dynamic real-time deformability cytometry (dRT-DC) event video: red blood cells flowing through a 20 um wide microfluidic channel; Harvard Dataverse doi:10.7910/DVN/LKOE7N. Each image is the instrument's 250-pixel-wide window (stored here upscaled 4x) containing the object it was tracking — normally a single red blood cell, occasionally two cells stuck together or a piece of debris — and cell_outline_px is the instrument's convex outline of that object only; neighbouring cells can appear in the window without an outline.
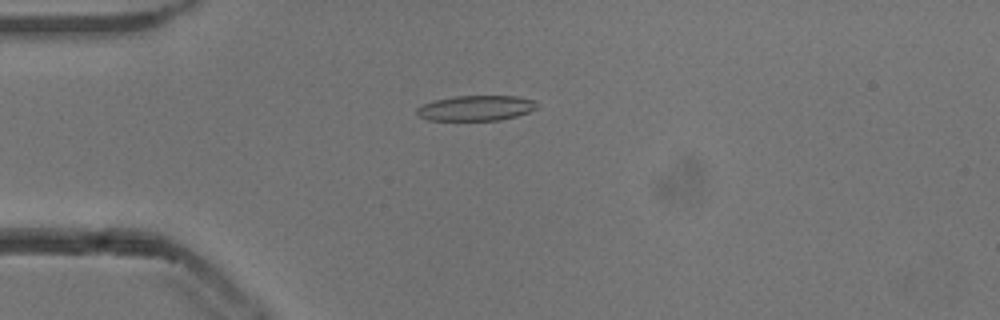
{"species": "common noctule bat (a hibernating species)", "species_latin": "Nyctalus noctula", "temperature_condition": "cold", "stored_images_in_passage": 53, "camera_frame_rate_fps": 3000, "um_per_image_px": 0.085, "animal": {"sex": "male", "body_mass_g": 13.3}, "frame": {"image": 1, "passage_image": 14, "time_ms": 4.333, "image_size_px": [1000, 320], "cell_outline_px": [[540, 104], [536, 108], [528, 112], [516, 116], [500, 120], [428, 120], [420, 116], [416, 112], [416, 108], [432, 100], [452, 96], [516, 96], [536, 100]], "centroid_in_image_um": [40.48, 9.17], "position_along_channel_um": 44.5, "area_um2": 17.8}}
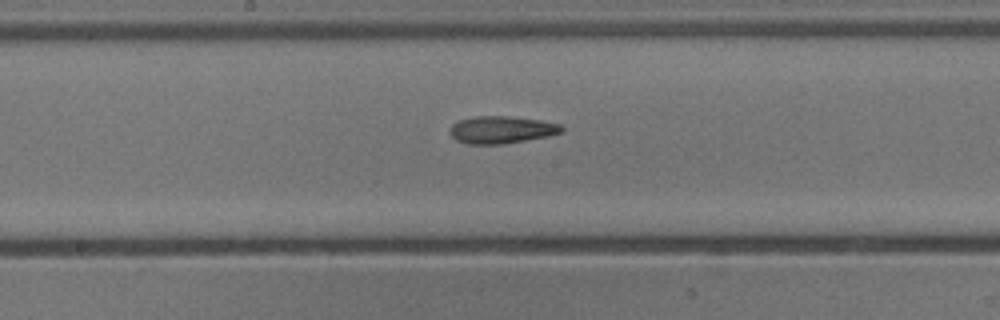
{"frame": {"image": 2, "passage_image": 28, "time_ms": 9.0, "image_size_px": [1000, 320], "cell_outline_px": [[564, 132], [548, 136], [504, 144], [468, 144], [456, 140], [448, 132], [452, 124], [460, 120], [476, 116], [508, 116], [540, 120], [560, 124], [564, 128]], "centroid_in_image_um": [42.63, 11.03], "position_along_channel_um": 205.6, "area_um2": 17.86}}
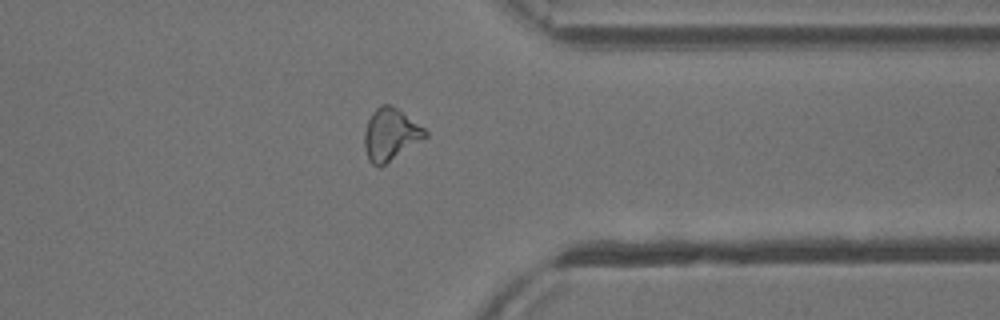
{"frame": {"image": 3, "passage_image": 42, "time_ms": 13.667, "image_size_px": [1000, 320], "cell_outline_px": [[428, 136], [384, 164], [372, 164], [368, 160], [364, 148], [364, 132], [368, 120], [372, 112], [380, 104], [392, 104], [424, 128], [428, 132]], "centroid_in_image_um": [33.17, 11.39], "position_along_channel_um": 378.2, "area_um2": 18.21}, "authors_computed_cell_mechanics": {"area_um2": 17.8602, "velocity_mm_per_s": 3.8571, "shape_relaxation_time_tau1_ms": 7.4379, "shape_relaxation_time_tau2_ms": null, "deformation_change_tau1": 0.1785, "deformation_change_tau2": null}}